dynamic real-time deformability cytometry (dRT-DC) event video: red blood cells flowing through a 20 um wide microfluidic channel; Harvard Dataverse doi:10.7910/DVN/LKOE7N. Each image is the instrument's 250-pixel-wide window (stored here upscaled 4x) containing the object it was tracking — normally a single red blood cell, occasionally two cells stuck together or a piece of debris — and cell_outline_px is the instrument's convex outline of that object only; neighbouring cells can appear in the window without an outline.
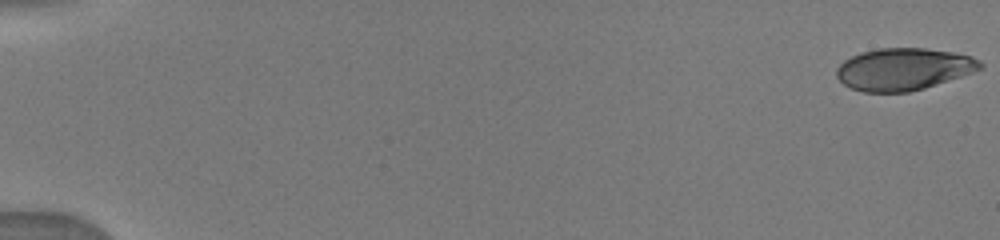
{"species": "human", "species_latin": "Homo sapiens", "temperature_condition": "warm", "stored_images_in_passage": 70, "camera_frame_rate_fps": 3000, "um_per_image_px": 0.085, "donor": {"sex": "male"}, "frame": {"image": 1, "passage_image": 1, "time_ms": 0.0, "image_size_px": [1000, 240], "cell_outline_px": [[984, 68], [924, 88], [908, 92], [864, 92], [852, 88], [844, 84], [836, 76], [836, 68], [844, 60], [860, 52], [880, 48], [924, 48], [952, 52], [972, 56], [980, 60], [984, 64]], "centroid_in_image_um": [76.8, 5.87], "position_along_channel_um": 8.2, "area_um2": 35.14}}
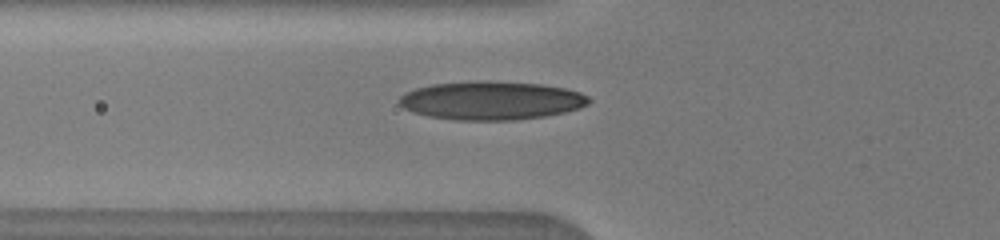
{"frame": {"image": 2, "passage_image": 27, "time_ms": 6.333, "image_size_px": [1000, 240], "cell_outline_px": [[592, 100], [588, 104], [580, 108], [564, 112], [544, 116], [516, 120], [456, 120], [428, 116], [412, 112], [404, 108], [396, 100], [404, 92], [416, 88], [432, 84], [476, 80], [488, 80], [544, 84], [564, 88], [580, 92], [588, 96]], "centroid_in_image_um": [41.75, 8.53], "position_along_channel_um": 84.1, "area_um2": 43.0}}
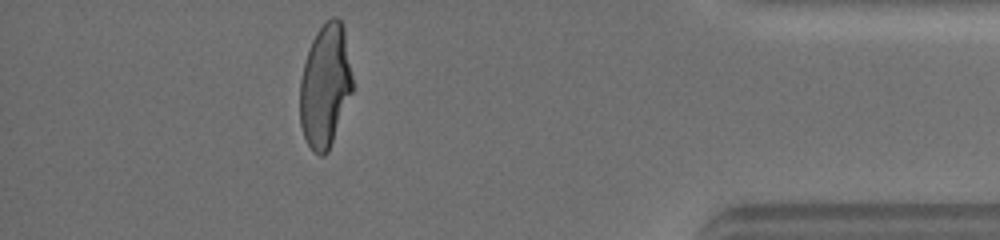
{"frame": {"image": 3, "passage_image": 62, "time_ms": 15.0, "image_size_px": [1000, 240], "cell_outline_px": [[352, 92], [328, 152], [324, 156], [320, 156], [308, 144], [304, 136], [300, 124], [300, 80], [304, 64], [312, 40], [316, 32], [332, 16], [336, 16], [344, 24], [352, 76]], "centroid_in_image_um": [27.64, 7.28], "position_along_channel_um": 407.6, "area_um2": 37.51}}